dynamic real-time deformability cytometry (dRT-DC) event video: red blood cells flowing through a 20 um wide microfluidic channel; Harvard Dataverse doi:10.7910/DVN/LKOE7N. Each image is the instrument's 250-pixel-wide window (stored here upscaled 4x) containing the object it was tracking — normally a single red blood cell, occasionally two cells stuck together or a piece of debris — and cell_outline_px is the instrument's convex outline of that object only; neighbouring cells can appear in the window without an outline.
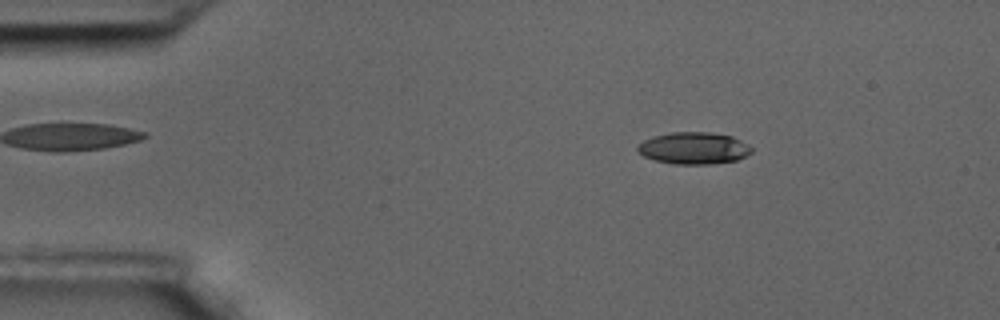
{"species": "common noctule bat (a hibernating species)", "species_latin": "Nyctalus noctula", "temperature_condition": "room temperature", "stored_images_in_passage": 58, "camera_frame_rate_fps": 3000, "um_per_image_px": 0.085, "animal": {"sex": "male", "body_mass_g": 17.5, "forearm_length_mm": 52.3}, "frame": {"image": 1, "passage_image": 9, "time_ms": 2.667, "image_size_px": [1000, 320], "cell_outline_px": [[752, 152], [736, 160], [708, 164], [676, 164], [656, 160], [644, 156], [636, 152], [636, 144], [652, 136], [672, 132], [712, 132], [732, 136], [748, 144], [752, 148]], "centroid_in_image_um": [58.93, 12.58], "position_along_channel_um": 26.1, "area_um2": 21.27}}
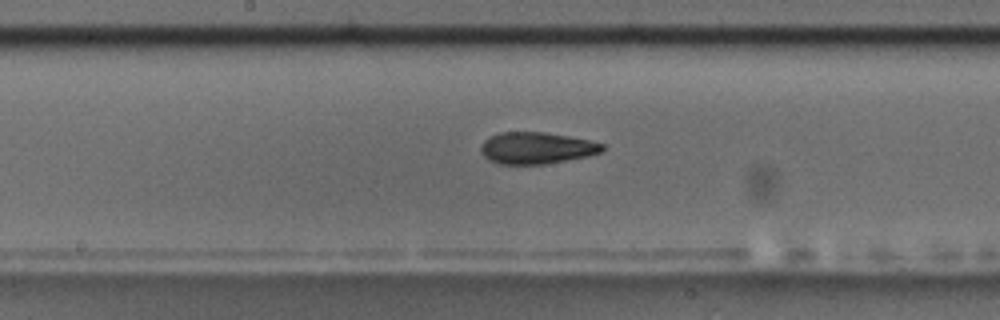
{"frame": {"image": 2, "passage_image": 30, "time_ms": 9.667, "image_size_px": [1000, 320], "cell_outline_px": [[604, 152], [588, 156], [544, 164], [500, 164], [488, 160], [480, 152], [480, 144], [488, 136], [500, 132], [544, 132], [568, 136], [588, 140], [604, 144]], "centroid_in_image_um": [45.57, 12.58], "position_along_channel_um": 202.6, "area_um2": 22.6}}
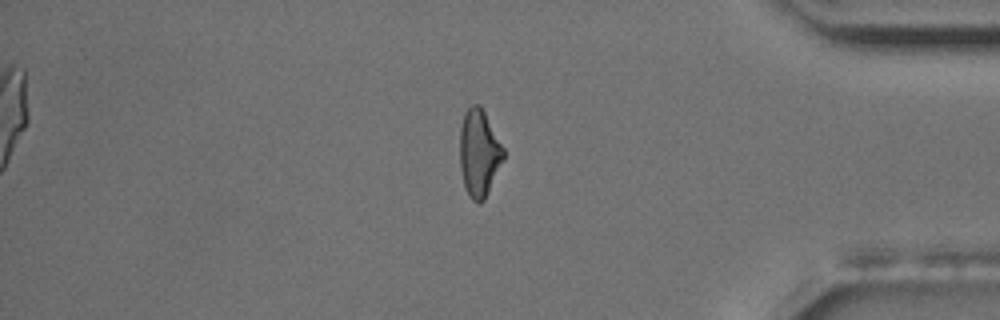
{"frame": {"image": 3, "passage_image": 49, "time_ms": 16.0, "image_size_px": [1000, 320], "cell_outline_px": [[504, 160], [484, 200], [480, 204], [476, 204], [468, 196], [464, 184], [460, 168], [460, 128], [464, 112], [472, 104], [480, 104], [504, 148]], "centroid_in_image_um": [40.72, 13.02], "position_along_channel_um": 394.5, "area_um2": 22.31}, "authors_computed_cell_mechanics": {"area_um2": 22.2241, "velocity_mm_per_s": 3.4597, "shape_relaxation_time_tau1_ms": 3.8759, "shape_relaxation_time_tau2_ms": 3.7875, "deformation_change_tau1": 0.1658, "deformation_change_tau2": 0.1274}}